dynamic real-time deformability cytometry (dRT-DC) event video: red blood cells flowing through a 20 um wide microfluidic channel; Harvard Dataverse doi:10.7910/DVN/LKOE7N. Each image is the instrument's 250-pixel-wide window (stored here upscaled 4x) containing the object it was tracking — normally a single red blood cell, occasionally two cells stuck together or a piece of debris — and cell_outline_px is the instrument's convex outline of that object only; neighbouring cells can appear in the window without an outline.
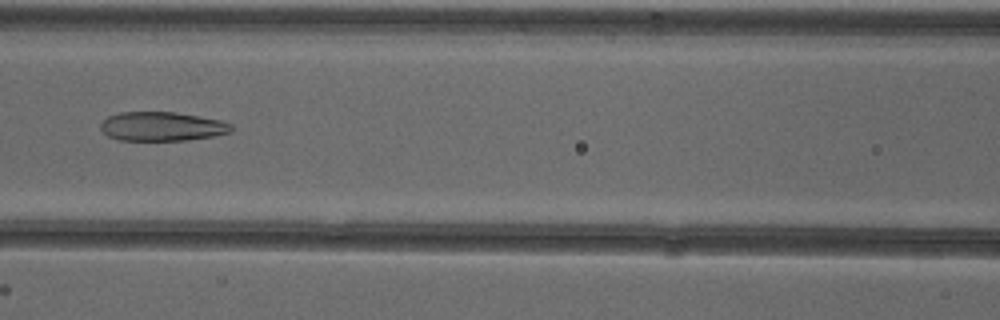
{"species": "common noctule bat (a hibernating species)", "species_latin": "Nyctalus noctula", "temperature_condition": "cold", "stored_images_in_passage": 53, "camera_frame_rate_fps": 3000, "um_per_image_px": 0.085, "animal": {"sex": "female"}, "frame": {"image": 1, "passage_image": 24, "time_ms": 7.667, "image_size_px": [1000, 320], "cell_outline_px": [[232, 132], [216, 136], [188, 140], [120, 140], [108, 136], [100, 128], [100, 124], [108, 116], [120, 112], [176, 112], [220, 120], [232, 124]], "centroid_in_image_um": [13.79, 10.75], "position_along_channel_um": 152.8, "area_um2": 22.2}}
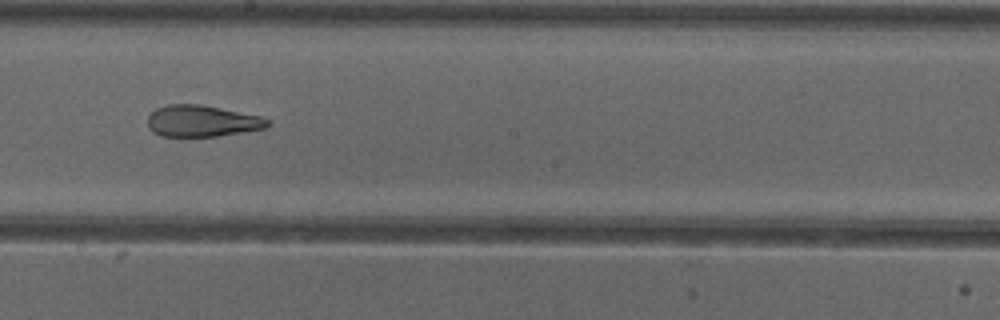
{"frame": {"image": 2, "passage_image": 30, "time_ms": 9.667, "image_size_px": [1000, 320], "cell_outline_px": [[272, 124], [264, 128], [216, 136], [160, 136], [152, 132], [148, 128], [148, 116], [156, 108], [168, 104], [200, 104], [260, 116], [272, 120]], "centroid_in_image_um": [17.15, 10.28], "position_along_channel_um": 231.0, "area_um2": 21.96}}
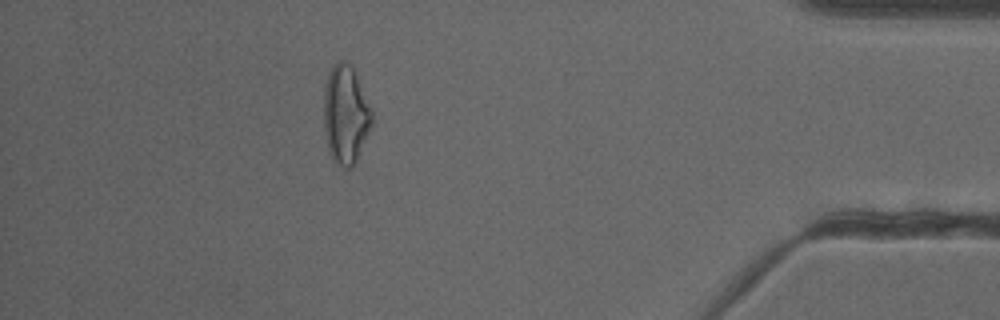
{"frame": {"image": 3, "passage_image": 47, "time_ms": 15.333, "image_size_px": [1000, 320], "cell_outline_px": [[372, 124], [356, 160], [352, 168], [344, 168], [336, 164], [332, 160], [328, 152], [324, 128], [324, 84], [328, 72], [332, 64], [340, 60], [344, 60], [352, 68], [356, 76], [372, 112]], "centroid_in_image_um": [29.33, 9.76], "position_along_channel_um": 405.9, "area_um2": 27.51}, "authors_computed_cell_mechanics": {"area_um2": 27.5128, "velocity_mm_per_s": 3.9191, "shape_relaxation_time_tau1_ms": null, "shape_relaxation_time_tau2_ms": 2.431, "deformation_change_tau1": null, "deformation_change_tau2": 0.112}}